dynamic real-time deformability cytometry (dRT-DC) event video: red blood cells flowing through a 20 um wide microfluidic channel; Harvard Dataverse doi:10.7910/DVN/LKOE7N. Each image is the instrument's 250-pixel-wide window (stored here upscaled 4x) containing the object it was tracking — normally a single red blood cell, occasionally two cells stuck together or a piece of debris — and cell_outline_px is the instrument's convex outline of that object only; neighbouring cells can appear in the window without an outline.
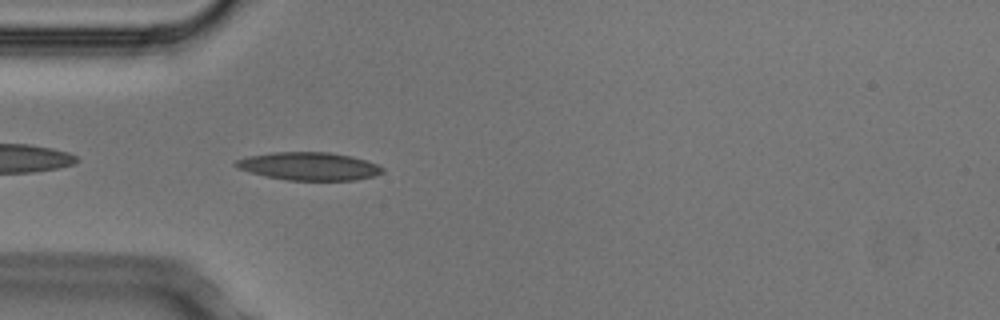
{"species": "Egyptian fruit bat (a non-hibernating species)", "species_latin": "Rousettus aegyptiacus", "temperature_condition": "cold", "stored_images_in_passage": 5, "camera_frame_rate_fps": 3000, "um_per_image_px": 0.085, "animal": {"sex": "male"}, "frame": {"image": 1, "passage_image": 5, "time_ms": 1.333, "image_size_px": [1000, 320], "cell_outline_px": [[384, 172], [376, 176], [356, 180], [288, 180], [268, 176], [236, 168], [232, 164], [236, 160], [248, 156], [272, 152], [328, 152], [352, 156], [376, 164], [384, 168]], "centroid_in_image_um": [26.28, 14.13], "position_along_channel_um": 58.7, "area_um2": 23.87}}